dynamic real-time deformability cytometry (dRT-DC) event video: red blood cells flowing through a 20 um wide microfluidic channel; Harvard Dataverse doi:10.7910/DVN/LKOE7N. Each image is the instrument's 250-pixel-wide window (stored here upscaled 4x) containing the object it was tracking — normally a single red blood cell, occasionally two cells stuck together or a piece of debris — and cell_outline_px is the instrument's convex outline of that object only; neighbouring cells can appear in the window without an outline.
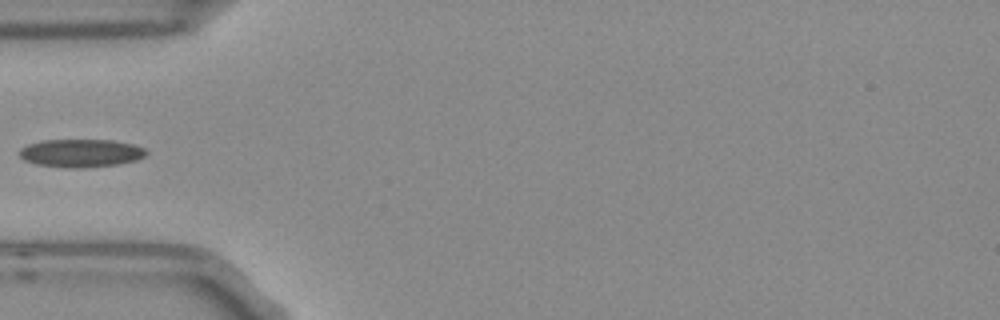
{"species": "Egyptian fruit bat (a non-hibernating species)", "species_latin": "Rousettus aegyptiacus", "temperature_condition": "room temperature", "stored_images_in_passage": 4, "camera_frame_rate_fps": 3000, "um_per_image_px": 0.085, "frame": {"image": 1, "passage_image": 4, "time_ms": 1.0, "image_size_px": [1000, 320], "cell_outline_px": [[148, 152], [144, 156], [136, 160], [116, 164], [84, 168], [72, 168], [40, 164], [24, 160], [20, 156], [20, 148], [28, 144], [40, 140], [112, 140], [132, 144], [144, 148]], "centroid_in_image_um": [6.88, 13.0], "position_along_channel_um": 78.1, "area_um2": 20.52}}